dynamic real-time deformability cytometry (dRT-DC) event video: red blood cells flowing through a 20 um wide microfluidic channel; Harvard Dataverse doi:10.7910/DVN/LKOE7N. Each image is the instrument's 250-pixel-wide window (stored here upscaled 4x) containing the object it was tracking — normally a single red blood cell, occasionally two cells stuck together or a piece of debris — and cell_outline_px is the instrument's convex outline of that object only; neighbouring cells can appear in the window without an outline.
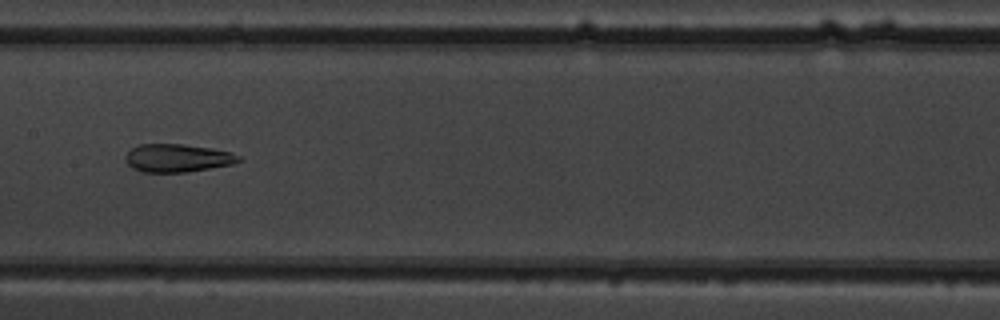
{"species": "common noctule bat (a hibernating species)", "species_latin": "Nyctalus noctula", "temperature_condition": "warm", "stored_images_in_passage": 11, "camera_frame_rate_fps": 3000, "um_per_image_px": 0.085, "animal": {"sex": "male", "body_mass_g": 19.5, "forearm_length_mm": 54.6}, "frame": {"image": 1, "passage_image": 8, "time_ms": 8.0, "image_size_px": [1000, 320], "cell_outline_px": [[240, 160], [232, 164], [188, 172], [144, 172], [132, 168], [124, 160], [124, 156], [132, 148], [140, 144], [184, 144], [212, 148], [232, 152], [240, 156]], "centroid_in_image_um": [15.07, 13.43], "position_along_channel_um": 192.3, "area_um2": 18.55}}
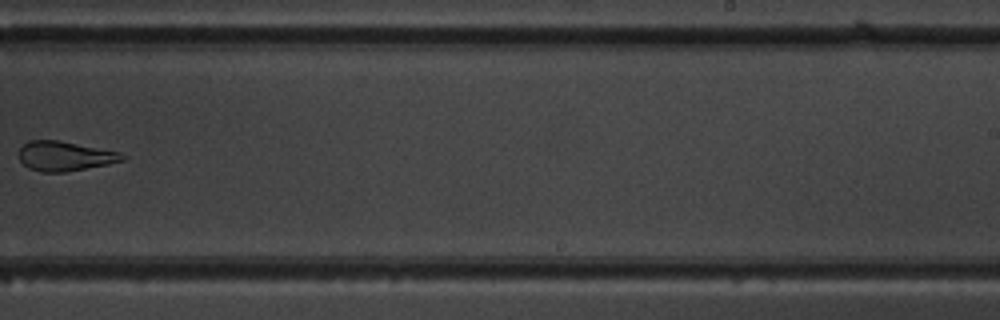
{"frame": {"image": 2, "passage_image": 10, "time_ms": 10.333, "image_size_px": [1000, 320], "cell_outline_px": [[128, 156], [124, 160], [108, 164], [64, 172], [40, 172], [28, 168], [20, 160], [20, 148], [28, 140], [56, 140], [120, 152]], "centroid_in_image_um": [5.51, 13.27], "position_along_channel_um": 283.5, "area_um2": 17.69}}